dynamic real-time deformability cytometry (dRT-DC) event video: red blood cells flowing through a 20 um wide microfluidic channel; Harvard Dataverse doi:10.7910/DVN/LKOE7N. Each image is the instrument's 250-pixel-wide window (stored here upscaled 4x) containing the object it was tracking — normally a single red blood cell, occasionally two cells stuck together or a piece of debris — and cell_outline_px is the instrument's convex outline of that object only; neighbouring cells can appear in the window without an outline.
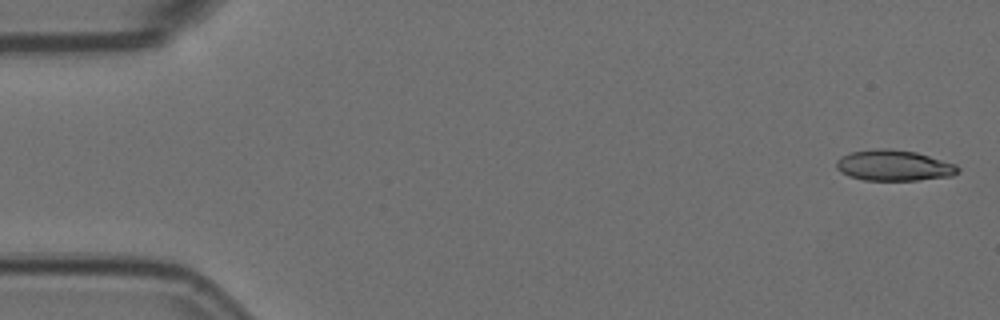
{"species": "Egyptian fruit bat (a non-hibernating species)", "species_latin": "Rousettus aegyptiacus", "temperature_condition": "room temperature", "stored_images_in_passage": 5, "camera_frame_rate_fps": 3000, "um_per_image_px": 0.085, "animal": {"sex": "female"}, "frame": {"image": 1, "passage_image": 1, "time_ms": 0.0, "image_size_px": [1000, 320], "cell_outline_px": [[960, 172], [952, 176], [916, 180], [864, 180], [848, 176], [840, 172], [836, 168], [836, 160], [840, 156], [852, 152], [880, 148], [892, 148], [916, 152], [956, 164], [960, 168]], "centroid_in_image_um": [75.97, 14.06], "position_along_channel_um": 9.0, "area_um2": 21.96}}
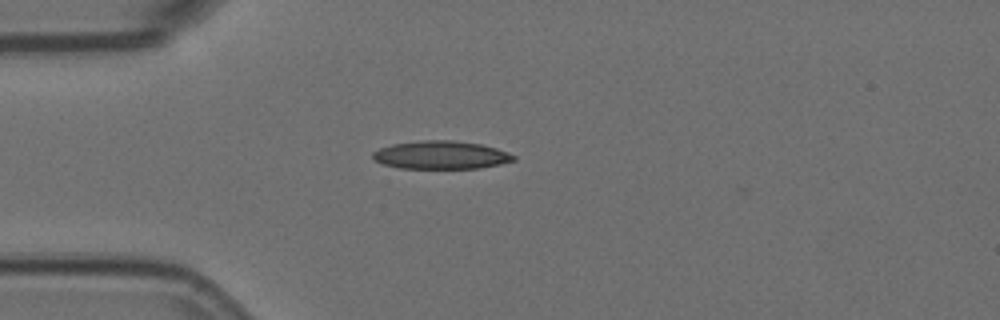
{"frame": {"image": 2, "passage_image": 5, "time_ms": 1.333, "image_size_px": [1000, 320], "cell_outline_px": [[516, 160], [500, 164], [480, 168], [400, 168], [384, 164], [372, 160], [372, 152], [380, 148], [392, 144], [420, 140], [452, 140], [480, 144], [496, 148], [508, 152], [516, 156]], "centroid_in_image_um": [37.47, 13.17], "position_along_channel_um": 47.5, "area_um2": 23.12}}